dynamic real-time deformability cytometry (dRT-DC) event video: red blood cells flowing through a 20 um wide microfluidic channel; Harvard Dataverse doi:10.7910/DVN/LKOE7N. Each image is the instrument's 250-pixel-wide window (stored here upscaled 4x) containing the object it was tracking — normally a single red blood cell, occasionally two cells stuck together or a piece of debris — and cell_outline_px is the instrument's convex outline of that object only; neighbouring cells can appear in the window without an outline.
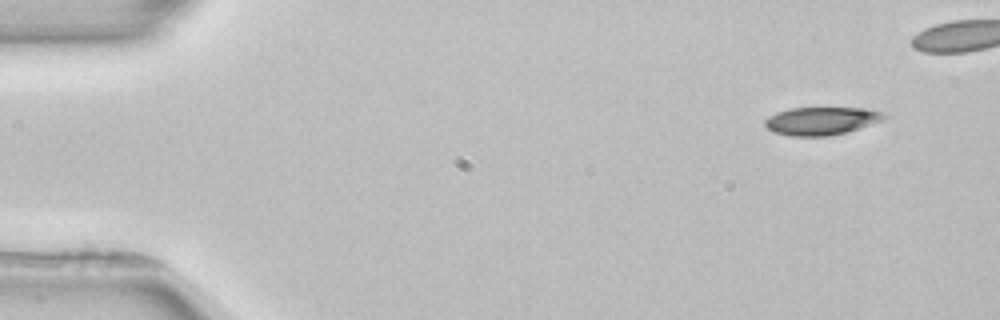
{"species": "common noctule bat (a hibernating species)", "species_latin": "Nyctalus noctula", "temperature_condition": "room temperature", "stored_images_in_passage": 5, "camera_frame_rate_fps": 3000, "um_per_image_px": 0.085, "animal": {"sex": "female", "body_mass_g": 22.7, "forearm_length_mm": 54.2}, "frame": {"image": 1, "passage_image": 1, "time_ms": 0.0, "image_size_px": [1000, 320], "cell_outline_px": [[892, 116], [884, 120], [848, 132], [828, 136], [792, 136], [772, 132], [764, 124], [764, 120], [768, 116], [776, 112], [788, 108], [860, 108], [884, 112]], "centroid_in_image_um": [69.84, 10.27], "position_along_channel_um": 15.2, "area_um2": 19.71}}